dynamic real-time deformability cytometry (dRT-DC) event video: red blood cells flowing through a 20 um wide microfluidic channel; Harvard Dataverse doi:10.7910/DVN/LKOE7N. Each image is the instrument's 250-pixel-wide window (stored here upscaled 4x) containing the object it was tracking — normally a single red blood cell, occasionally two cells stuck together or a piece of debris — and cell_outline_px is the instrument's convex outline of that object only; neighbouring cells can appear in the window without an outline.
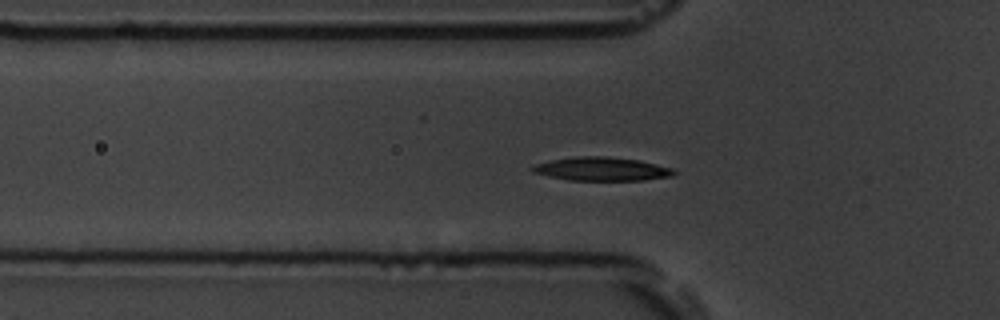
{"species": "common noctule bat (a hibernating species)", "species_latin": "Nyctalus noctula", "temperature_condition": "room temperature", "stored_images_in_passage": 56, "segment_of_instrument_passage": [1, 2], "camera_frame_rate_fps": 3000, "um_per_image_px": 0.085, "animal": {"sex": "male", "body_mass_g": 19.5, "forearm_length_mm": 54.6}, "frame": {"image": 1, "passage_image": 17, "time_ms": 5.333, "image_size_px": [1000, 320], "cell_outline_px": [[676, 172], [672, 176], [644, 180], [568, 180], [548, 176], [532, 172], [528, 168], [536, 164], [552, 160], [576, 156], [608, 156], [640, 160], [672, 168]], "centroid_in_image_um": [51.13, 14.36], "position_along_channel_um": 74.7, "area_um2": 19.48}}
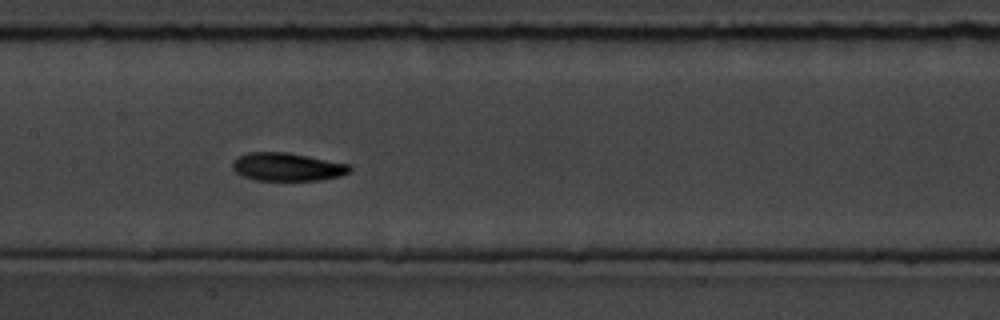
{"frame": {"image": 2, "passage_image": 26, "time_ms": 8.333, "image_size_px": [1000, 320], "cell_outline_px": [[352, 172], [340, 176], [320, 180], [256, 180], [240, 176], [232, 168], [232, 160], [236, 156], [248, 152], [288, 152], [352, 164]], "centroid_in_image_um": [24.42, 14.18], "position_along_channel_um": 183.0, "area_um2": 19.65}}
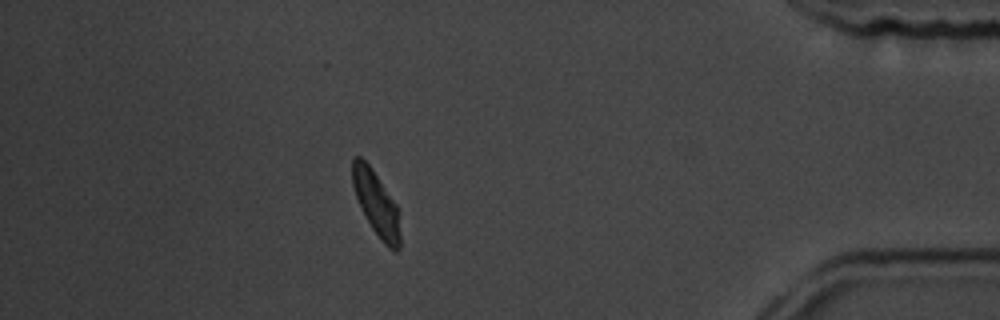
{"frame": {"image": 3, "passage_image": 48, "time_ms": 15.667, "image_size_px": [1000, 320], "cell_outline_px": [[400, 248], [396, 252], [388, 248], [384, 244], [372, 228], [356, 196], [352, 184], [352, 160], [356, 156], [360, 156], [372, 168], [396, 204], [400, 232]], "centroid_in_image_um": [31.99, 17.3], "position_along_channel_um": 403.2, "area_um2": 17.57}}